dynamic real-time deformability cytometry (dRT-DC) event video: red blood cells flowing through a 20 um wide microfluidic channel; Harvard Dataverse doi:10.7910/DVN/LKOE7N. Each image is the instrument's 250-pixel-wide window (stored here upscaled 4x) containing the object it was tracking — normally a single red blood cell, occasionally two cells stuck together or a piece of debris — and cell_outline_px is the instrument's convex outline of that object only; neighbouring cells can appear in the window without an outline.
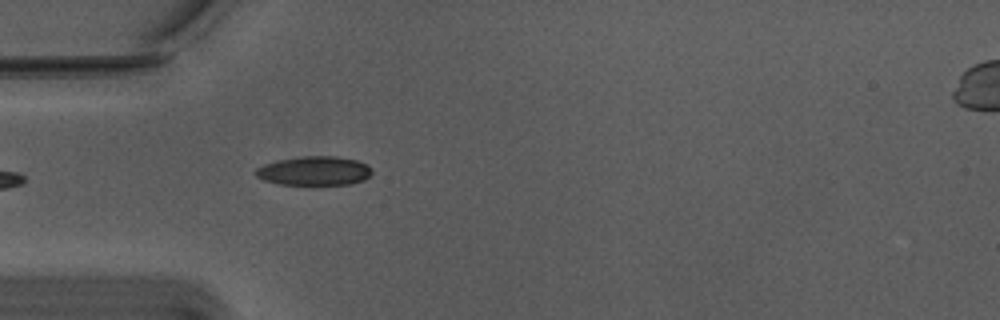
{"species": "Egyptian fruit bat (a non-hibernating species)", "species_latin": "Rousettus aegyptiacus", "temperature_condition": "warm", "stored_images_in_passage": 6, "camera_frame_rate_fps": 3000, "um_per_image_px": 0.085, "animal": {"sex": "male"}, "frame": {"image": 1, "passage_image": 1, "time_ms": 0.0, "image_size_px": [1000, 320], "cell_outline_px": [[372, 172], [364, 180], [348, 184], [280, 184], [264, 180], [256, 176], [252, 172], [256, 168], [264, 164], [280, 160], [300, 156], [336, 156], [356, 160], [372, 168]], "centroid_in_image_um": [26.68, 14.52], "position_along_channel_um": 58.3, "area_um2": 19.54}}